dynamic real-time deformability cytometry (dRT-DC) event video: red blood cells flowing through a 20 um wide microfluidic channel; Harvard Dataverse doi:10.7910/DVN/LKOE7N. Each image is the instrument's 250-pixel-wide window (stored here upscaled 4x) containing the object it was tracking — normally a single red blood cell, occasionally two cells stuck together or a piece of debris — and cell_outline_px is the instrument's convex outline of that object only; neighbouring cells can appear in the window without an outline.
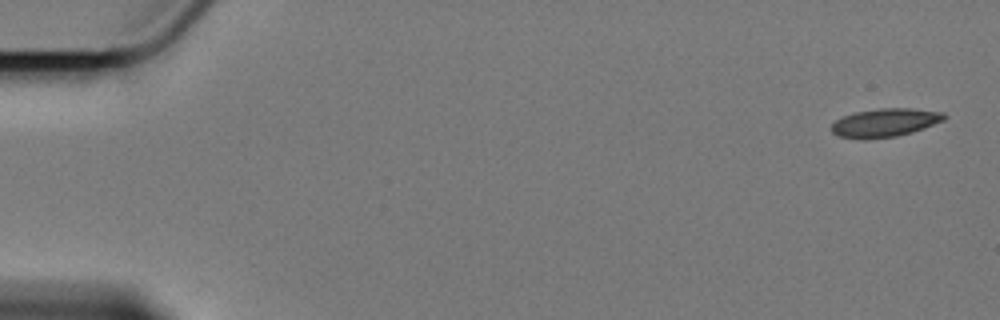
{"species": "Egyptian fruit bat (a non-hibernating species)", "species_latin": "Rousettus aegyptiacus", "temperature_condition": "cold", "stored_images_in_passage": 58, "camera_frame_rate_fps": 3000, "um_per_image_px": 0.085, "animal": {"sex": "female"}, "frame": {"image": 1, "passage_image": 1, "time_ms": 0.0, "image_size_px": [1000, 320], "cell_outline_px": [[948, 116], [944, 120], [924, 128], [912, 132], [896, 136], [864, 140], [860, 140], [840, 136], [832, 132], [832, 124], [836, 120], [844, 116], [856, 112], [880, 108], [912, 108], [944, 112]], "centroid_in_image_um": [75.25, 10.43], "position_along_channel_um": 9.8, "area_um2": 18.73}}
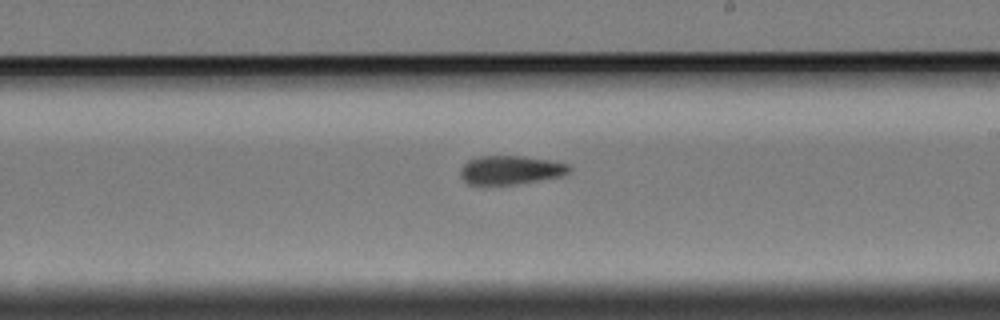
{"frame": {"image": 2, "passage_image": 34, "time_ms": 11.0, "image_size_px": [1000, 320], "cell_outline_px": [[572, 168], [568, 172], [560, 176], [512, 184], [468, 184], [460, 176], [460, 168], [468, 160], [480, 156], [524, 156], [548, 160], [568, 164]], "centroid_in_image_um": [43.36, 14.43], "position_along_channel_um": 245.6, "area_um2": 17.92}}
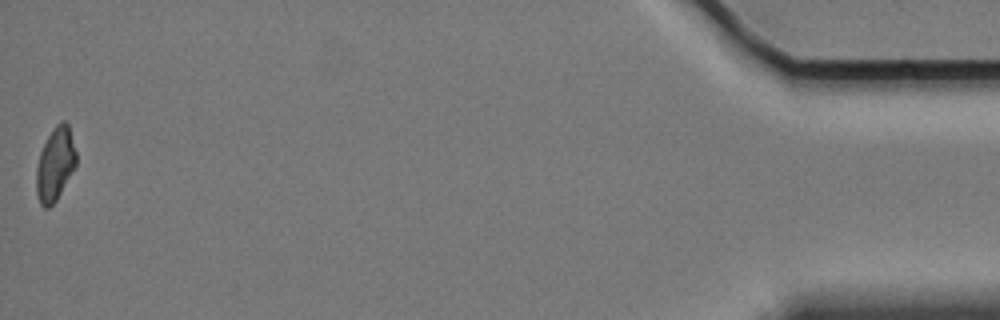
{"frame": {"image": 3, "passage_image": 58, "time_ms": 19.0, "image_size_px": [1000, 320], "cell_outline_px": [[76, 164], [56, 200], [48, 208], [44, 208], [40, 204], [36, 196], [36, 168], [40, 152], [52, 128], [60, 120], [64, 120], [68, 124], [76, 152]], "centroid_in_image_um": [4.67, 13.95], "position_along_channel_um": 430.5, "area_um2": 16.94}, "authors_computed_cell_mechanics": {"area_um2": 18.496, "velocity_mm_per_s": 3.403, "shape_relaxation_time_tau1_ms": 7.0188, "shape_relaxation_time_tau2_ms": null, "deformation_change_tau1": 0.1412, "deformation_change_tau2": null}}